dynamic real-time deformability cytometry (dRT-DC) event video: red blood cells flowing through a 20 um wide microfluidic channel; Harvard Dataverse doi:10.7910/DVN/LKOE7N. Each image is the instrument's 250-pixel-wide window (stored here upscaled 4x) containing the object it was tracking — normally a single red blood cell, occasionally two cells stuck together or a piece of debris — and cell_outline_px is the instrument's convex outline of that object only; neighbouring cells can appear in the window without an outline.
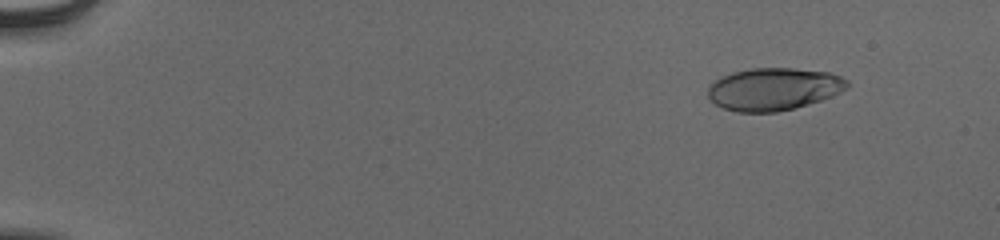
{"species": "human", "species_latin": "Homo sapiens", "temperature_condition": "cold", "stored_images_in_passage": 56, "camera_frame_rate_fps": 3000, "um_per_image_px": 0.085, "donor": {"sex": "male"}, "frame": {"image": 1, "passage_image": 7, "time_ms": 2.0, "image_size_px": [1000, 240], "cell_outline_px": [[848, 88], [832, 96], [796, 108], [776, 112], [736, 112], [724, 108], [716, 104], [708, 96], [708, 88], [716, 80], [732, 72], [752, 68], [792, 68], [828, 72], [840, 76], [848, 80]], "centroid_in_image_um": [65.78, 7.57], "position_along_channel_um": 19.2, "area_um2": 34.33}}
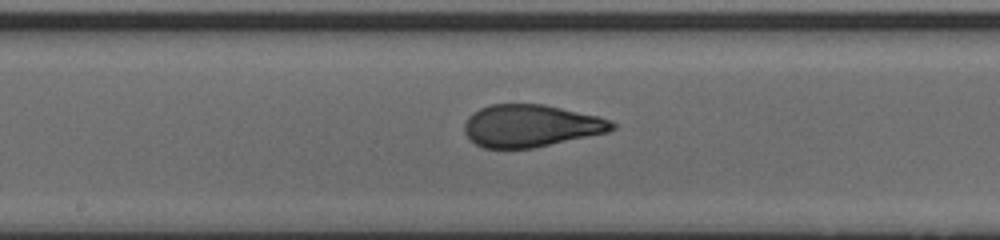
{"frame": {"image": 2, "passage_image": 32, "time_ms": 10.333, "image_size_px": [1000, 240], "cell_outline_px": [[616, 128], [608, 132], [532, 148], [484, 148], [476, 144], [464, 132], [464, 124], [468, 116], [472, 112], [480, 108], [492, 104], [544, 104], [600, 116], [612, 120], [616, 124]], "centroid_in_image_um": [45.14, 10.68], "position_along_channel_um": 203.1, "area_um2": 36.47}}
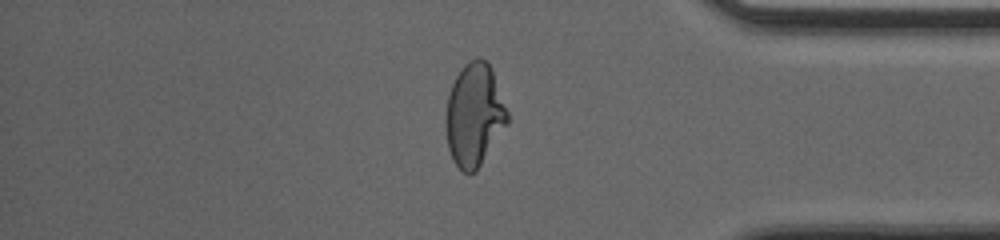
{"frame": {"image": 3, "passage_image": 48, "time_ms": 15.667, "image_size_px": [1000, 240], "cell_outline_px": [[508, 124], [476, 172], [464, 172], [456, 164], [448, 148], [444, 120], [448, 96], [452, 84], [460, 68], [464, 64], [476, 56], [480, 56], [492, 68], [508, 112]], "centroid_in_image_um": [40.31, 9.74], "position_along_channel_um": 394.9, "area_um2": 37.11}, "authors_computed_cell_mechanics": {"area_um2": 36.5007, "velocity_mm_per_s": 3.9002, "shape_relaxation_time_tau1_ms": 4.723, "shape_relaxation_time_tau2_ms": 0.7472, "deformation_change_tau1": 0.203, "deformation_change_tau2": 0.0681}}